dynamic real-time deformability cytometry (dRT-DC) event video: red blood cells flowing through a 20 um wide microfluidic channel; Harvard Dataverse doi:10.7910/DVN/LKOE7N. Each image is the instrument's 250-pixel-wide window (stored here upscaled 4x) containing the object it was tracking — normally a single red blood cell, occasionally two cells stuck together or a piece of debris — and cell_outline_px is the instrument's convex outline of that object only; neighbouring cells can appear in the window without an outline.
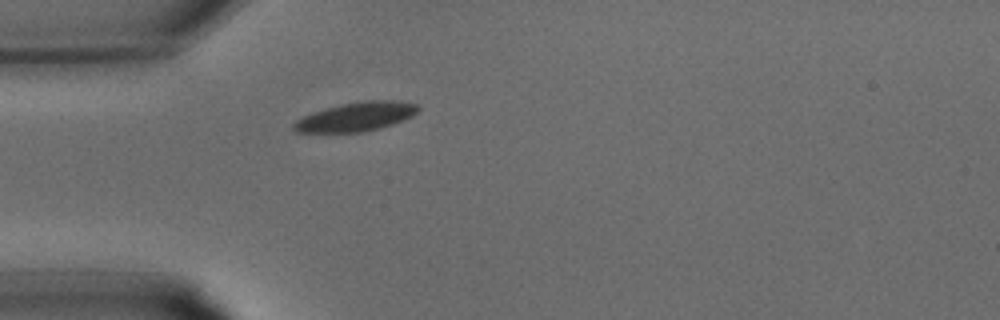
{"species": "common noctule bat (a hibernating species)", "species_latin": "Nyctalus noctula", "temperature_condition": "warm", "stored_images_in_passage": 23, "camera_frame_rate_fps": 3000, "um_per_image_px": 0.085, "animal": {"sex": "male", "body_mass_g": 15.6}, "frame": {"image": 1, "passage_image": 1, "time_ms": 0.0, "image_size_px": [1000, 320], "cell_outline_px": [[420, 108], [412, 116], [380, 128], [360, 132], [296, 132], [292, 128], [292, 124], [296, 120], [312, 112], [340, 104], [364, 100], [400, 100], [416, 104]], "centroid_in_image_um": [30.25, 9.91], "position_along_channel_um": 54.7, "area_um2": 20.92}}
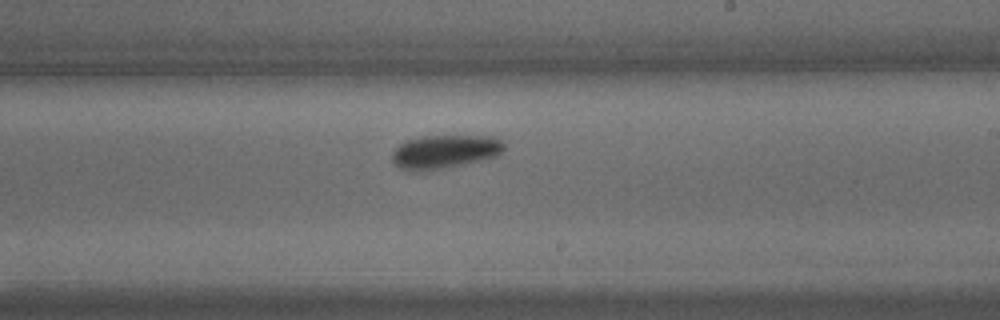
{"frame": {"image": 2, "passage_image": 11, "time_ms": 3.333, "image_size_px": [1000, 320], "cell_outline_px": [[504, 148], [496, 156], [480, 160], [440, 168], [400, 168], [392, 160], [392, 152], [400, 144], [408, 140], [424, 136], [492, 136], [500, 140], [504, 144]], "centroid_in_image_um": [37.84, 12.84], "position_along_channel_um": 251.2, "area_um2": 20.87}}
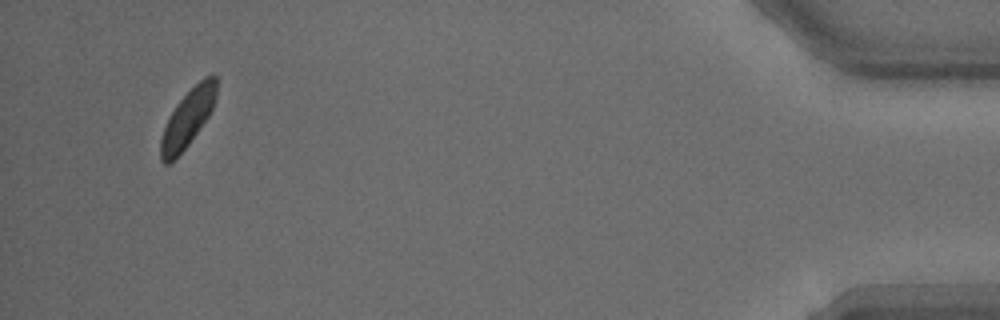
{"frame": {"image": 3, "passage_image": 23, "time_ms": 7.333, "image_size_px": [1000, 320], "cell_outline_px": [[216, 100], [208, 116], [188, 144], [168, 164], [164, 164], [160, 160], [160, 140], [164, 128], [176, 104], [204, 76], [216, 76]], "centroid_in_image_um": [15.95, 10.05], "position_along_channel_um": 419.3, "area_um2": 17.98}}